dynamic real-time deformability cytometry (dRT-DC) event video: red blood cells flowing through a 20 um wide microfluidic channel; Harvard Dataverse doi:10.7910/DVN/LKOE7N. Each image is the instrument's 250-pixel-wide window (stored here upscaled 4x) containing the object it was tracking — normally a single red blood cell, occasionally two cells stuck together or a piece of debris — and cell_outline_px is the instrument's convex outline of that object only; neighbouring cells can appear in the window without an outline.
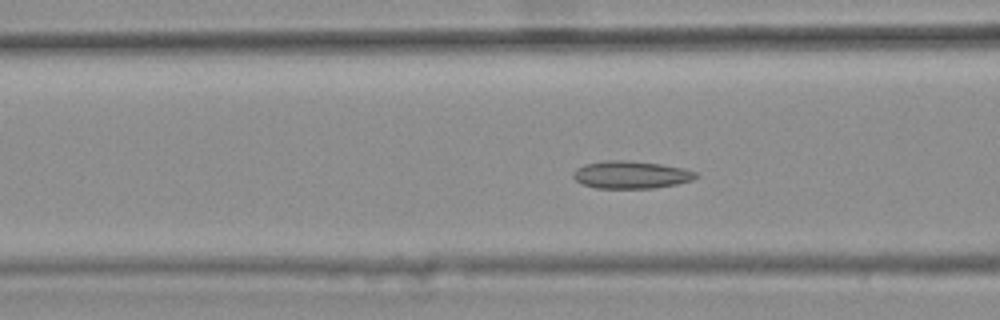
{"species": "common noctule bat (a hibernating species)", "species_latin": "Nyctalus noctula", "temperature_condition": "warm", "stored_images_in_passage": 45, "camera_frame_rate_fps": 3000, "um_per_image_px": 0.085, "animal": {"sex": "female", "body_mass_g": 25.1}, "frame": {"image": 1, "passage_image": 20, "time_ms": 6.333, "image_size_px": [1000, 320], "cell_outline_px": [[700, 176], [692, 180], [676, 184], [652, 188], [596, 188], [584, 184], [576, 180], [572, 176], [572, 172], [576, 168], [584, 164], [608, 160], [628, 160], [660, 164], [684, 168], [696, 172]], "centroid_in_image_um": [53.64, 14.85], "position_along_channel_um": 113.0, "area_um2": 19.71}}
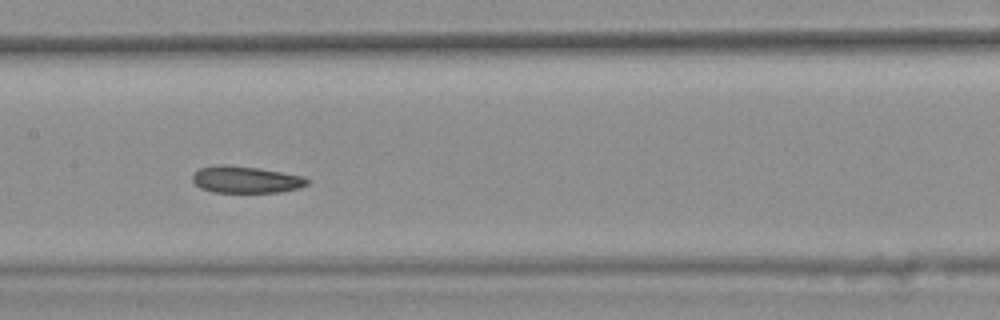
{"frame": {"image": 2, "passage_image": 26, "time_ms": 8.333, "image_size_px": [1000, 320], "cell_outline_px": [[308, 184], [300, 188], [280, 192], [212, 192], [200, 188], [192, 180], [192, 172], [200, 168], [216, 164], [228, 164], [260, 168], [304, 176], [308, 180]], "centroid_in_image_um": [20.87, 15.25], "position_along_channel_um": 186.5, "area_um2": 18.21}}
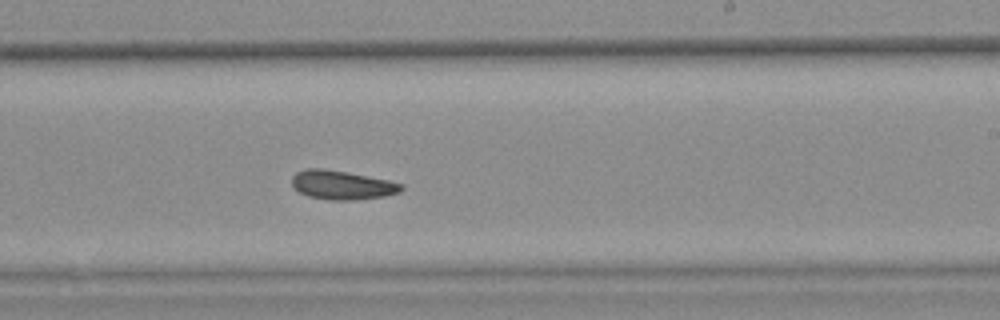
{"frame": {"image": 3, "passage_image": 32, "time_ms": 10.333, "image_size_px": [1000, 320], "cell_outline_px": [[404, 188], [400, 192], [384, 196], [356, 200], [328, 200], [308, 196], [300, 192], [292, 184], [292, 176], [296, 172], [304, 168], [324, 168], [348, 172], [388, 180], [404, 184]], "centroid_in_image_um": [29.08, 15.72], "position_along_channel_um": 259.9, "area_um2": 18.61}, "authors_computed_cell_mechanics": {"area_um2": 18.8428, "velocity_mm_per_s": 3.6793, "shape_relaxation_time_tau1_ms": null, "shape_relaxation_time_tau2_ms": 6.6824, "deformation_change_tau1": null, "deformation_change_tau2": 0.1054}}